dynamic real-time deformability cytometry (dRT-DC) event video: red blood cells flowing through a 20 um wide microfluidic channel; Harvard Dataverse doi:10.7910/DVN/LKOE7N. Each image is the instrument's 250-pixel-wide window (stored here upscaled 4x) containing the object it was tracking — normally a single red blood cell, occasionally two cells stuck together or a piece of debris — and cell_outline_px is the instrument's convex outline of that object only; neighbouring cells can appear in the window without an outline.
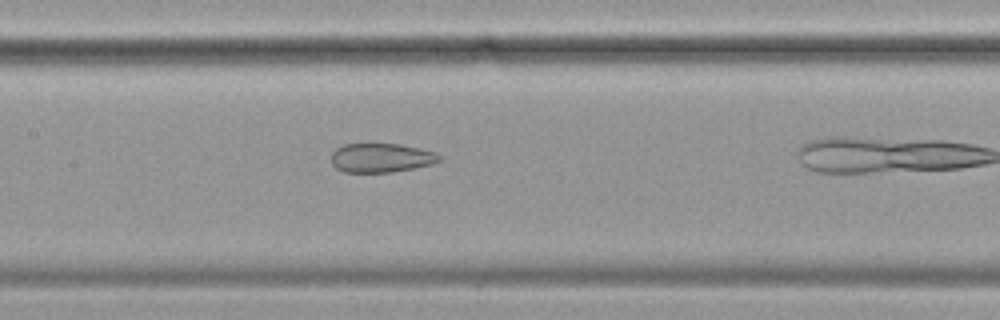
{"species": "common noctule bat (a hibernating species)", "species_latin": "Nyctalus noctula", "temperature_condition": "cold", "stored_images_in_passage": 30, "camera_frame_rate_fps": 3000, "um_per_image_px": 0.085, "animal": {"sex": "female", "body_mass_g": 19.9}, "frame": {"image": 1, "passage_image": 18, "time_ms": 5.667, "image_size_px": [1000, 320], "cell_outline_px": [[444, 156], [440, 160], [432, 164], [392, 172], [344, 172], [336, 168], [332, 164], [332, 152], [336, 148], [344, 144], [400, 144], [420, 148], [436, 152]], "centroid_in_image_um": [32.42, 13.41], "position_along_channel_um": 175.0, "area_um2": 18.38}}